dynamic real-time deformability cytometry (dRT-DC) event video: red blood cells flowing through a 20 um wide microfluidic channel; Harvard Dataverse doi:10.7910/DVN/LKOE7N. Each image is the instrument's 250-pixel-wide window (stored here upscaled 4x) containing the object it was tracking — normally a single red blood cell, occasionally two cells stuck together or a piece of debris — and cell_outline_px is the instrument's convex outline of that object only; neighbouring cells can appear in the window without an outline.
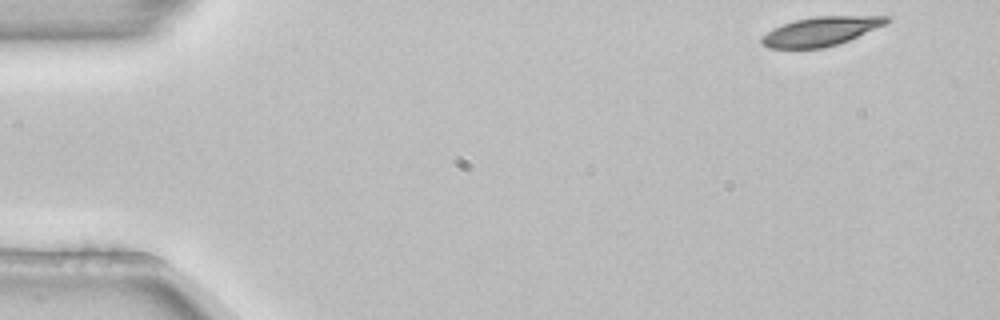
{"species": "common noctule bat (a hibernating species)", "species_latin": "Nyctalus noctula", "temperature_condition": "room temperature", "stored_images_in_passage": 4, "camera_frame_rate_fps": 3000, "um_per_image_px": 0.085, "animal": {"sex": "female", "body_mass_g": 22.7, "forearm_length_mm": 54.2}, "frame": {"image": 1, "passage_image": 1, "time_ms": 0.0, "image_size_px": [1000, 320], "cell_outline_px": [[888, 20], [884, 24], [840, 44], [824, 48], [768, 48], [760, 44], [760, 36], [772, 28], [796, 20], [816, 16], [888, 16]], "centroid_in_image_um": [69.68, 2.68], "position_along_channel_um": 15.3, "area_um2": 20.98}}
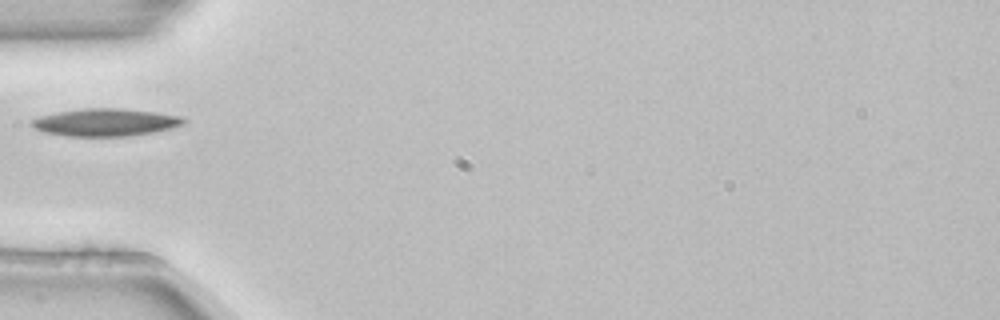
{"frame": {"image": 2, "passage_image": 4, "time_ms": 1.0, "image_size_px": [1000, 320], "cell_outline_px": [[188, 120], [184, 124], [172, 128], [156, 132], [128, 136], [68, 136], [44, 132], [28, 124], [32, 120], [40, 116], [56, 112], [84, 108], [120, 108], [156, 112], [184, 116]], "centroid_in_image_um": [9.02, 10.39], "position_along_channel_um": 76.0, "area_um2": 24.62}}